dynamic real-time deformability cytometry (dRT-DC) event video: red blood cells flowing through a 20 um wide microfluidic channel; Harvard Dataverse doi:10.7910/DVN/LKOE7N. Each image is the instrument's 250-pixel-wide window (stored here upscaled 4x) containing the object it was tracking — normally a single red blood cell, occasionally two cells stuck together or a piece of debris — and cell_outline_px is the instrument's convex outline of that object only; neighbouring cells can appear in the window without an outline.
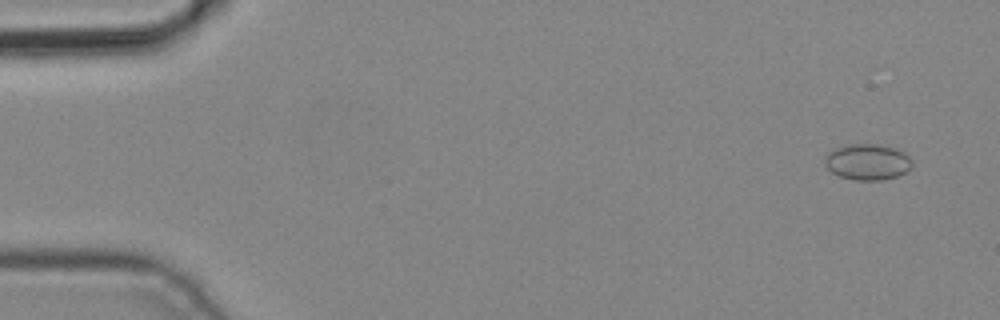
{"species": "common noctule bat (a hibernating species)", "species_latin": "Nyctalus noctula", "temperature_condition": "cold", "stored_images_in_passage": 5, "camera_frame_rate_fps": 3000, "um_per_image_px": 0.085, "animal": {"sex": "male", "body_mass_g": 19.2, "forearm_length_mm": 51.8}, "frame": {"image": 1, "passage_image": 1, "time_ms": 0.0, "image_size_px": [1000, 320], "cell_outline_px": [[912, 164], [904, 172], [896, 176], [880, 180], [852, 180], [840, 176], [832, 172], [824, 164], [824, 160], [828, 152], [836, 148], [848, 144], [880, 144], [896, 148], [904, 152], [912, 160]], "centroid_in_image_um": [73.72, 13.75], "position_along_channel_um": 11.3, "area_um2": 18.26}}
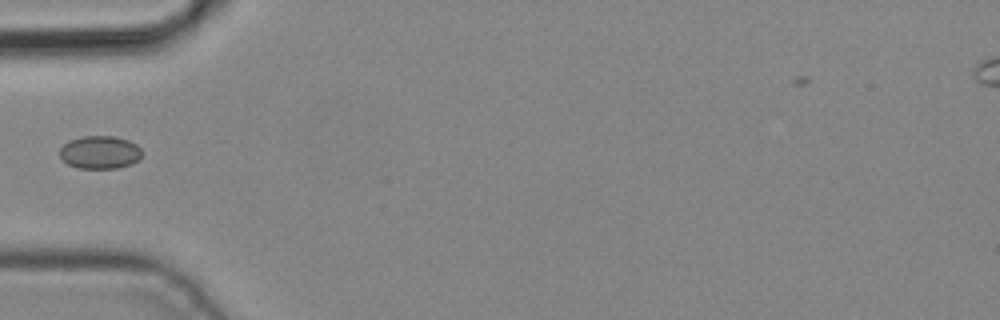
{"frame": {"image": 2, "passage_image": 4, "time_ms": 1.0, "image_size_px": [1000, 320], "cell_outline_px": [[144, 152], [140, 160], [132, 164], [116, 168], [76, 168], [68, 164], [60, 156], [60, 148], [68, 140], [84, 136], [112, 136], [128, 140], [136, 144]], "centroid_in_image_um": [8.52, 12.95], "position_along_channel_um": 76.5, "area_um2": 15.95}}
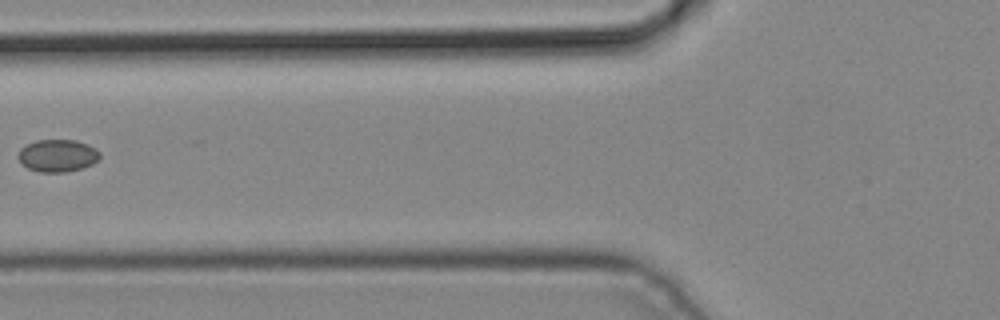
{"frame": {"image": 3, "passage_image": 5, "time_ms": 1.333, "image_size_px": [1000, 320], "cell_outline_px": [[100, 156], [92, 164], [84, 168], [68, 172], [40, 172], [28, 168], [20, 164], [16, 156], [20, 148], [36, 140], [76, 140], [88, 144], [96, 148], [100, 152]], "centroid_in_image_um": [4.87, 13.23], "position_along_channel_um": 120.9, "area_um2": 15.66}}